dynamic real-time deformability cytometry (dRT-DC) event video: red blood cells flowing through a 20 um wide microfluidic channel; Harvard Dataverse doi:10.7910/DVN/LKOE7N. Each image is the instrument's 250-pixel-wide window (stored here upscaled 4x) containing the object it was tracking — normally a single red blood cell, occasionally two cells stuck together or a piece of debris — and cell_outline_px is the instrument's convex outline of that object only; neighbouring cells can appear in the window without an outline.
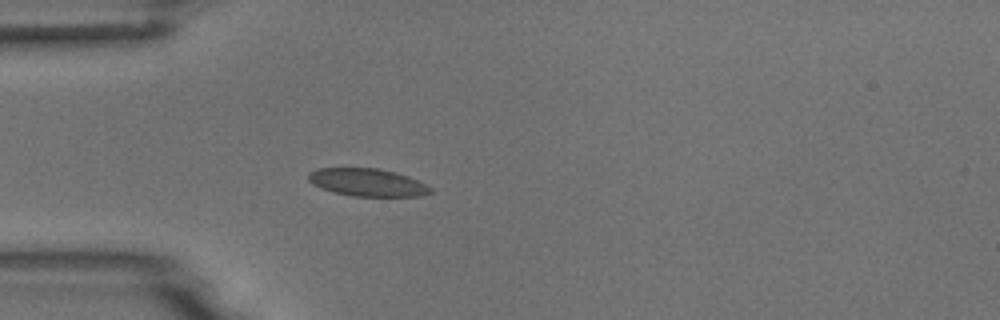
{"species": "common noctule bat (a hibernating species)", "species_latin": "Nyctalus noctula", "temperature_condition": "room temperature", "stored_images_in_passage": 1, "camera_frame_rate_fps": 3000, "um_per_image_px": 0.085, "animal": {"sex": "male", "body_mass_g": 18.8}, "frame": {"image": 1, "passage_image": 1, "time_ms": 0.0, "image_size_px": [1000, 320], "cell_outline_px": [[432, 192], [424, 196], [352, 196], [336, 192], [312, 184], [308, 180], [308, 172], [316, 168], [376, 168], [396, 172], [408, 176], [428, 184], [432, 188]], "centroid_in_image_um": [31.27, 15.5], "position_along_channel_um": 53.7, "area_um2": 19.77}}